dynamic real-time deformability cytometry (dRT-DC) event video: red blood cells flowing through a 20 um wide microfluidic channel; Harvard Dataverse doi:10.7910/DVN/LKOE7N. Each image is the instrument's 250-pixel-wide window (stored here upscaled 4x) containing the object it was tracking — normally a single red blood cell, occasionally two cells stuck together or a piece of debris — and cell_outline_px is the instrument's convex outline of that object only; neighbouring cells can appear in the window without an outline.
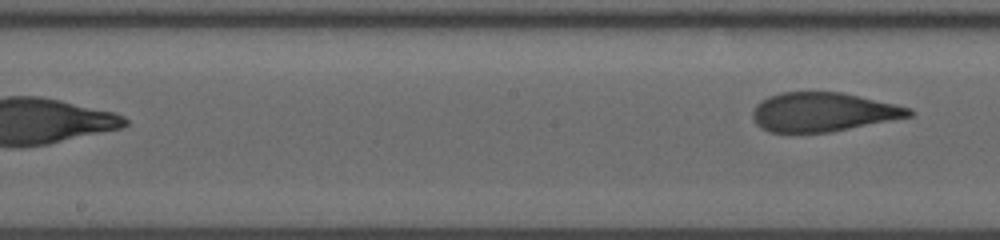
{"species": "human", "species_latin": "Homo sapiens", "temperature_condition": "room temperature", "stored_images_in_passage": 22, "segment_of_instrument_passage": [2, 2], "camera_frame_rate_fps": 3000, "um_per_image_px": 0.085, "donor": {"sex": "male"}, "frame": {"image": 1, "passage_image": 22, "time_ms": 13.0, "image_size_px": [1000, 240], "cell_outline_px": [[916, 112], [912, 116], [828, 132], [768, 132], [760, 128], [756, 124], [752, 116], [752, 112], [756, 104], [760, 100], [768, 96], [780, 92], [840, 92], [860, 96], [896, 104], [912, 108]], "centroid_in_image_um": [69.94, 9.51], "position_along_channel_um": 178.3, "area_um2": 35.6}}